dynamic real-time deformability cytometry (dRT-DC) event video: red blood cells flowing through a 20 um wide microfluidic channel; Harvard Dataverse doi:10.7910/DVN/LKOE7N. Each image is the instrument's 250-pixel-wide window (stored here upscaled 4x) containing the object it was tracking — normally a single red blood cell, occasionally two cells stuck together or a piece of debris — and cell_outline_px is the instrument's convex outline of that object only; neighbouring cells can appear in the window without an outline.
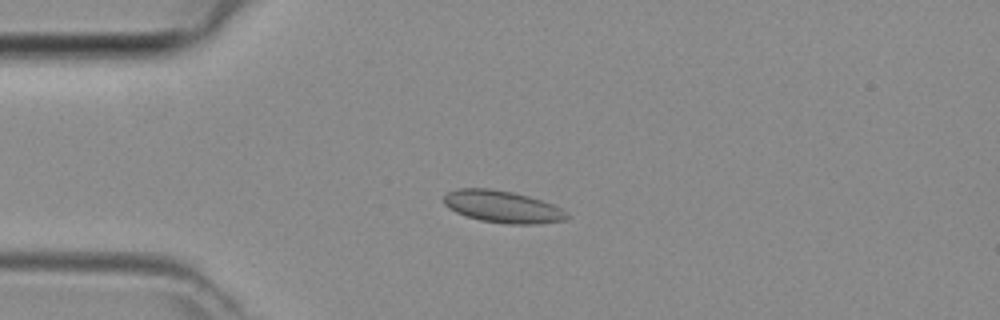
{"species": "common noctule bat (a hibernating species)", "species_latin": "Nyctalus noctula", "temperature_condition": "room temperature", "stored_images_in_passage": 46, "camera_frame_rate_fps": 3000, "um_per_image_px": 0.085, "animal": {"sex": "female", "body_mass_g": 29.2, "forearm_length_mm": 56.3}, "frame": {"image": 1, "passage_image": 11, "time_ms": 3.333, "image_size_px": [1000, 320], "cell_outline_px": [[568, 216], [564, 220], [540, 224], [508, 224], [480, 220], [464, 216], [448, 208], [444, 204], [444, 196], [448, 192], [456, 188], [492, 188], [512, 192], [528, 196], [552, 204], [560, 208]], "centroid_in_image_um": [42.66, 17.57], "position_along_channel_um": 42.3, "area_um2": 22.95}}
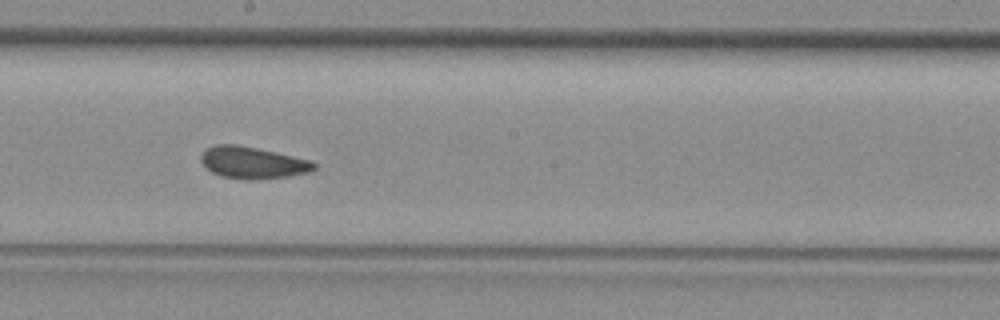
{"frame": {"image": 2, "passage_image": 25, "time_ms": 8.0, "image_size_px": [1000, 320], "cell_outline_px": [[316, 168], [308, 172], [288, 176], [252, 180], [244, 180], [220, 176], [212, 172], [200, 160], [200, 156], [208, 148], [216, 144], [236, 144], [276, 152], [312, 160], [316, 164]], "centroid_in_image_um": [21.49, 13.83], "position_along_channel_um": 226.7, "area_um2": 20.92}}
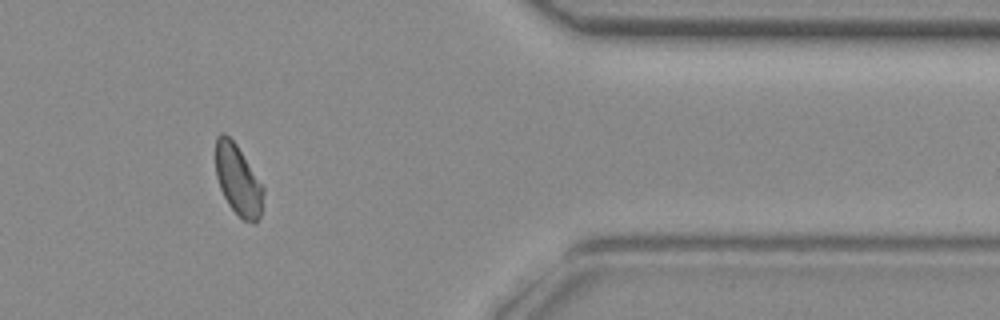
{"frame": {"image": 3, "passage_image": 38, "time_ms": 12.333, "image_size_px": [1000, 320], "cell_outline_px": [[264, 192], [260, 216], [256, 224], [252, 224], [244, 220], [228, 204], [220, 188], [216, 176], [216, 136], [220, 132], [224, 132], [236, 144], [264, 188]], "centroid_in_image_um": [20.23, 15.31], "position_along_channel_um": 391.2, "area_um2": 19.42}}